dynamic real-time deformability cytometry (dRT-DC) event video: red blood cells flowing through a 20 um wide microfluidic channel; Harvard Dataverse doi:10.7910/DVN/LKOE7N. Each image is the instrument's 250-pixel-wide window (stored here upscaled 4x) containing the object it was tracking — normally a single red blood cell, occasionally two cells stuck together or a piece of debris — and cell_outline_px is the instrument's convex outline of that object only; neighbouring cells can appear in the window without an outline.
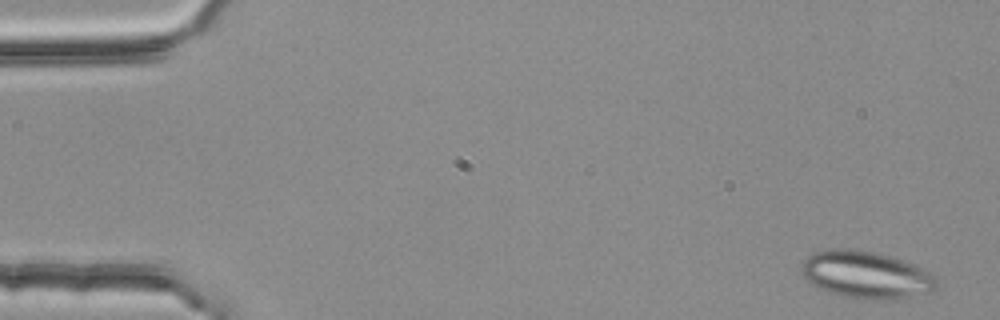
{"species": "common noctule bat (a hibernating species)", "species_latin": "Nyctalus noctula", "temperature_condition": "room temperature", "stored_images_in_passage": 3, "camera_frame_rate_fps": 3000, "um_per_image_px": 0.085, "animal": {"sex": "female", "body_mass_g": 25.1}, "frame": {"image": 1, "passage_image": 1, "time_ms": 0.0, "image_size_px": [1000, 320], "cell_outline_px": [[940, 280], [936, 288], [932, 292], [896, 300], [872, 300], [848, 296], [828, 292], [812, 284], [800, 272], [800, 268], [804, 260], [808, 256], [816, 252], [836, 248], [852, 248], [876, 252], [912, 264], [936, 276]], "centroid_in_image_um": [73.65, 23.37], "position_along_channel_um": 11.3, "area_um2": 37.28}}